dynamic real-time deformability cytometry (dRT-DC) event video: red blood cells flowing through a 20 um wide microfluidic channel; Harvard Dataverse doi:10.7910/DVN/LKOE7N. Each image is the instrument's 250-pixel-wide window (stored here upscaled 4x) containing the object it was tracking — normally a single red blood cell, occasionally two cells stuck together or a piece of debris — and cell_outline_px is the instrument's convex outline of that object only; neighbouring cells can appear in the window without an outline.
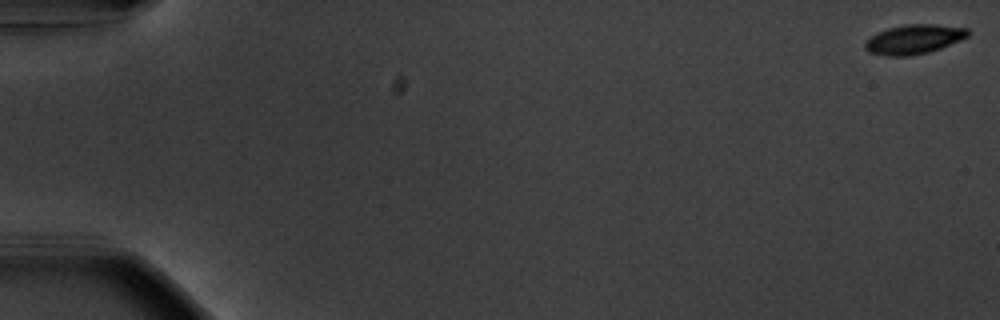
{"species": "common noctule bat (a hibernating species)", "species_latin": "Nyctalus noctula", "temperature_condition": "warm", "stored_images_in_passage": 56, "camera_frame_rate_fps": 3000, "um_per_image_px": 0.085, "animal": {"sex": "male", "body_mass_g": 20.1, "forearm_length_mm": 53.5}, "frame": {"image": 1, "passage_image": 1, "time_ms": 0.0, "image_size_px": [1000, 320], "cell_outline_px": [[968, 36], [960, 40], [940, 48], [928, 52], [908, 56], [888, 56], [868, 52], [864, 48], [864, 44], [872, 36], [888, 28], [904, 24], [936, 24], [968, 28]], "centroid_in_image_um": [77.68, 3.33], "position_along_channel_um": 7.3, "area_um2": 17.46}}
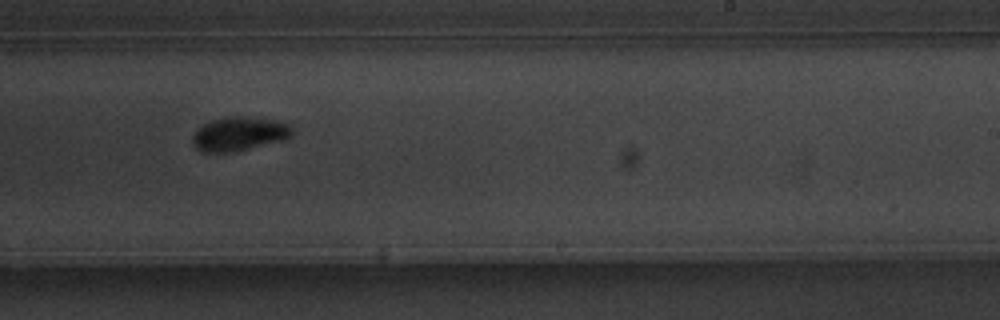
{"frame": {"image": 2, "passage_image": 36, "time_ms": 11.667, "image_size_px": [1000, 320], "cell_outline_px": [[292, 136], [284, 140], [236, 152], [200, 152], [192, 144], [192, 136], [196, 128], [212, 120], [232, 116], [236, 116], [272, 120], [288, 124], [292, 128]], "centroid_in_image_um": [20.29, 11.4], "position_along_channel_um": 268.7, "area_um2": 19.71}}
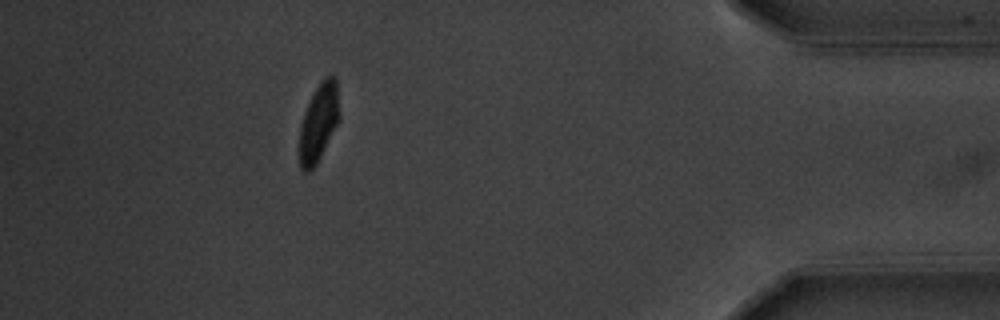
{"frame": {"image": 3, "passage_image": 51, "time_ms": 16.667, "image_size_px": [1000, 320], "cell_outline_px": [[340, 120], [316, 164], [308, 172], [304, 172], [300, 168], [300, 124], [304, 112], [316, 88], [324, 76], [336, 76], [340, 112]], "centroid_in_image_um": [27.11, 10.39], "position_along_channel_um": 408.1, "area_um2": 18.09}, "authors_computed_cell_mechanics": {"area_um2": 18.3804, "velocity_mm_per_s": 3.6804, "shape_relaxation_time_tau1_ms": 2.4767, "shape_relaxation_time_tau2_ms": 4.3513, "deformation_change_tau1": 0.1273, "deformation_change_tau2": 0.0807}}